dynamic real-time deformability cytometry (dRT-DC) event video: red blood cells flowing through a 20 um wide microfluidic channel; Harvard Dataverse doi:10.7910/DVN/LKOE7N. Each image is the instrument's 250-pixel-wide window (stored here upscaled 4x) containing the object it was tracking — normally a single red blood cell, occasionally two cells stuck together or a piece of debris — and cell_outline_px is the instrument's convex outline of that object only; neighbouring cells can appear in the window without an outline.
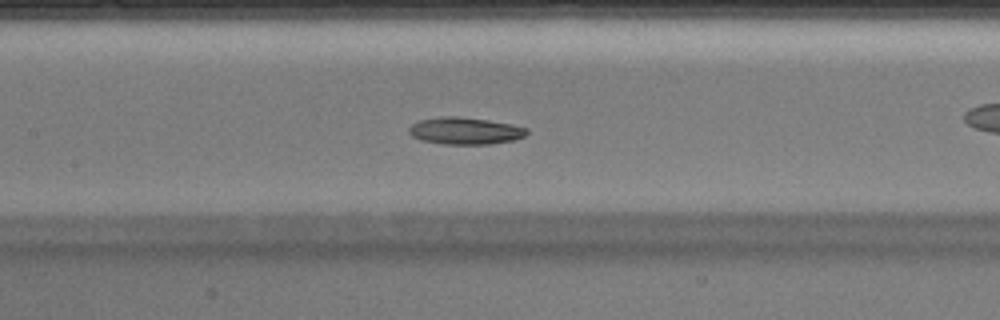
{"species": "Egyptian fruit bat (a non-hibernating species)", "species_latin": "Rousettus aegyptiacus", "temperature_condition": "warm", "stored_images_in_passage": 44, "camera_frame_rate_fps": 3000, "um_per_image_px": 0.085, "animal": {"sex": "male"}, "frame": {"image": 1, "passage_image": 19, "time_ms": 6.0, "image_size_px": [1000, 320], "cell_outline_px": [[528, 132], [524, 136], [516, 140], [488, 144], [444, 144], [420, 140], [412, 136], [408, 132], [408, 128], [412, 124], [420, 120], [440, 116], [456, 116], [488, 120], [512, 124], [528, 128]], "centroid_in_image_um": [39.53, 11.12], "position_along_channel_um": 167.9, "area_um2": 18.67}}